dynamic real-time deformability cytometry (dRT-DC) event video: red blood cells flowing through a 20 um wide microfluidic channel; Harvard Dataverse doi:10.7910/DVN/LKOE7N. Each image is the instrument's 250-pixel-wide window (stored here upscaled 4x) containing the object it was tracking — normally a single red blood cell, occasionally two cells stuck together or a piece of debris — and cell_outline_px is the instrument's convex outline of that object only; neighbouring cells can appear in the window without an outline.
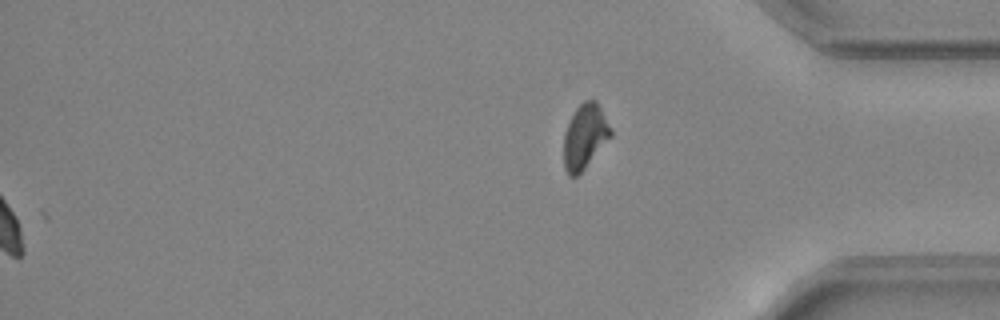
{"species": "common noctule bat (a hibernating species)", "species_latin": "Nyctalus noctula", "temperature_condition": "warm", "stored_images_in_passage": 32, "segment_of_instrument_passage": [2, 2], "camera_frame_rate_fps": 3000, "um_per_image_px": 0.085, "animal": {"sex": "female", "body_mass_g": 24.6, "forearm_length_mm": 56.2}, "frame": {"image": 1, "passage_image": 32, "time_ms": 10.333, "image_size_px": [1000, 320], "cell_outline_px": [[612, 136], [584, 168], [576, 176], [568, 176], [564, 168], [564, 132], [576, 108], [584, 100], [596, 100], [612, 128]], "centroid_in_image_um": [49.72, 11.59], "position_along_channel_um": 385.5, "area_um2": 17.57}}